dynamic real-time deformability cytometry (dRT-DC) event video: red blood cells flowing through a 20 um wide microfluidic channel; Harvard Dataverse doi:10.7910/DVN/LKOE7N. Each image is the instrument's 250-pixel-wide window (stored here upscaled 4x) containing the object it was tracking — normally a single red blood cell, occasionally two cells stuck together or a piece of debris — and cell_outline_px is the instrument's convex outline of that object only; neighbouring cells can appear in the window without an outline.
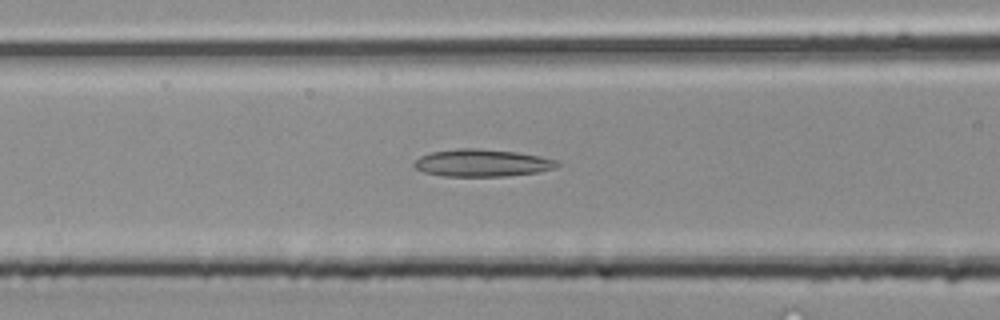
{"species": "common noctule bat (a hibernating species)", "species_latin": "Nyctalus noctula", "temperature_condition": "room temperature", "stored_images_in_passage": 25, "camera_frame_rate_fps": 3000, "um_per_image_px": 0.085, "animal": {"sex": "male", "body_mass_g": 20.4}, "frame": {"image": 1, "passage_image": 4, "time_ms": 1.0, "image_size_px": [1000, 320], "cell_outline_px": [[560, 164], [556, 168], [540, 172], [504, 176], [444, 176], [424, 172], [416, 168], [412, 164], [420, 156], [432, 152], [460, 148], [480, 148], [516, 152], [540, 156], [556, 160]], "centroid_in_image_um": [41.0, 13.85], "position_along_channel_um": 125.6, "area_um2": 22.77}}
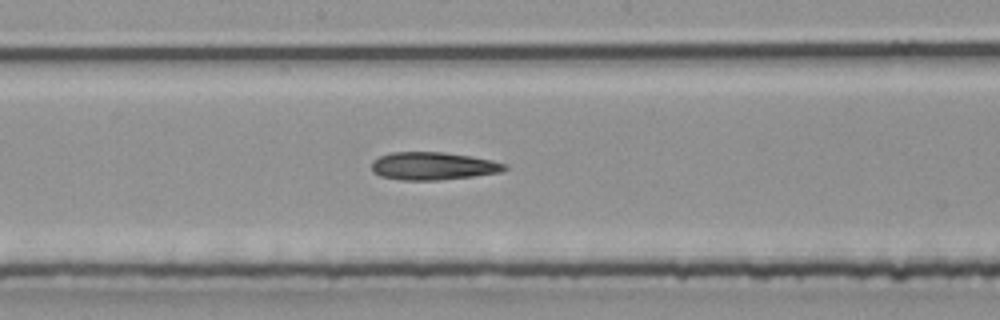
{"frame": {"image": 2, "passage_image": 9, "time_ms": 2.667, "image_size_px": [1000, 320], "cell_outline_px": [[508, 168], [500, 172], [472, 176], [440, 180], [400, 180], [380, 176], [372, 172], [372, 160], [380, 156], [392, 152], [444, 152], [472, 156], [492, 160], [504, 164]], "centroid_in_image_um": [36.77, 14.11], "position_along_channel_um": 211.4, "area_um2": 21.56}}
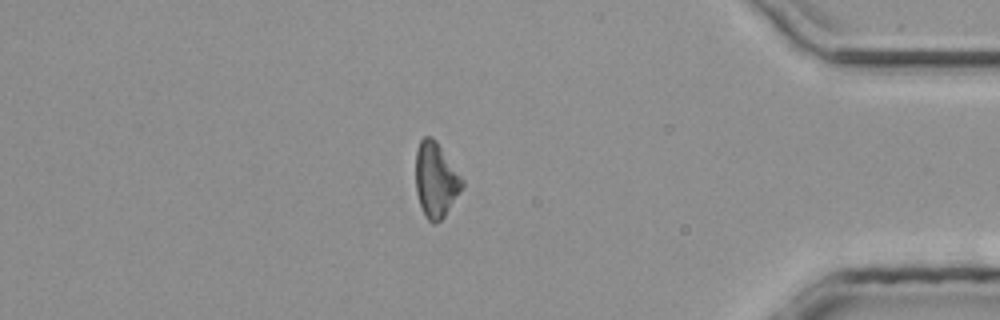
{"frame": {"image": 3, "passage_image": 22, "time_ms": 7.0, "image_size_px": [1000, 320], "cell_outline_px": [[464, 188], [444, 216], [436, 224], [432, 224], [428, 220], [420, 204], [416, 192], [416, 148], [420, 140], [424, 136], [432, 136], [436, 140], [464, 180]], "centroid_in_image_um": [37.05, 15.28], "position_along_channel_um": 398.1, "area_um2": 20.4}}